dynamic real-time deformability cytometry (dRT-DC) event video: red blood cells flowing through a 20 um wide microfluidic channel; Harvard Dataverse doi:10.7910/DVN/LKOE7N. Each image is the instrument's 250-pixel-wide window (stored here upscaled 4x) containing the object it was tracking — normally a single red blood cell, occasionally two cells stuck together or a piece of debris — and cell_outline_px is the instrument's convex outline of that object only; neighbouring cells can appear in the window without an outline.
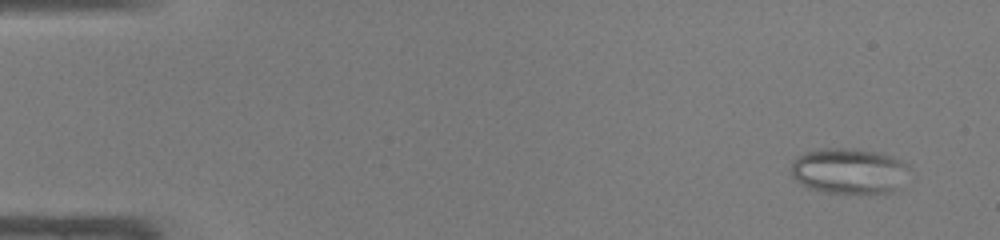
{"species": "common noctule bat (a hibernating species)", "species_latin": "Nyctalus noctula", "temperature_condition": "warm", "stored_images_in_passage": 47, "camera_frame_rate_fps": 3000, "um_per_image_px": 0.085, "animal": {"sex": "male", "body_mass_g": 19.0, "forearm_length_mm": 50.8}, "frame": {"image": 1, "passage_image": 3, "time_ms": 0.667, "image_size_px": [1000, 240], "cell_outline_px": [[908, 168], [900, 188], [892, 192], [824, 192], [808, 188], [796, 180], [792, 176], [792, 160], [796, 156], [804, 152], [820, 148], [844, 148], [876, 152], [892, 156], [908, 164]], "centroid_in_image_um": [72.13, 14.52], "position_along_channel_um": 12.9, "area_um2": 31.21}}
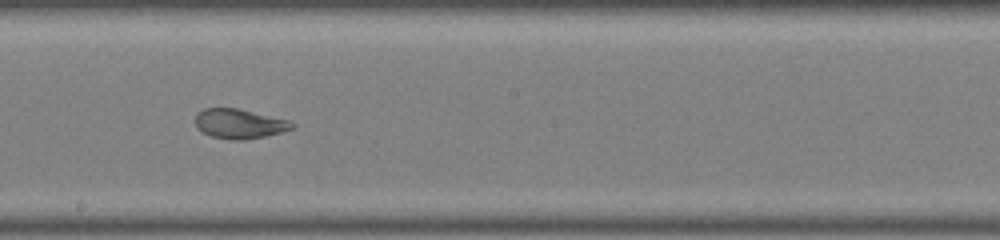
{"frame": {"image": 2, "passage_image": 27, "time_ms": 8.667, "image_size_px": [1000, 240], "cell_outline_px": [[296, 124], [292, 128], [280, 132], [264, 136], [244, 140], [232, 140], [212, 136], [196, 128], [196, 112], [204, 108], [236, 108], [288, 120]], "centroid_in_image_um": [20.31, 10.51], "position_along_channel_um": 227.9, "area_um2": 16.47}}
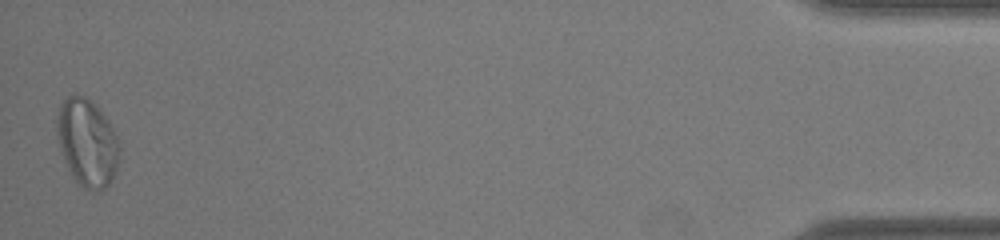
{"frame": {"image": 3, "passage_image": 47, "time_ms": 15.333, "image_size_px": [1000, 240], "cell_outline_px": [[120, 156], [116, 168], [108, 184], [104, 188], [96, 192], [92, 192], [84, 188], [76, 180], [68, 168], [64, 160], [60, 148], [56, 132], [56, 120], [60, 104], [68, 96], [84, 96], [104, 116], [112, 128], [116, 136], [120, 148]], "centroid_in_image_um": [7.39, 12.16], "position_along_channel_um": 427.8, "area_um2": 31.27}, "authors_computed_cell_mechanics": {"area_um2": 24.4494, "velocity_mm_per_s": 4.2871, "shape_relaxation_time_tau1_ms": null, "shape_relaxation_time_tau2_ms": 0.8268, "deformation_change_tau1": null, "deformation_change_tau2": 0.0588}}